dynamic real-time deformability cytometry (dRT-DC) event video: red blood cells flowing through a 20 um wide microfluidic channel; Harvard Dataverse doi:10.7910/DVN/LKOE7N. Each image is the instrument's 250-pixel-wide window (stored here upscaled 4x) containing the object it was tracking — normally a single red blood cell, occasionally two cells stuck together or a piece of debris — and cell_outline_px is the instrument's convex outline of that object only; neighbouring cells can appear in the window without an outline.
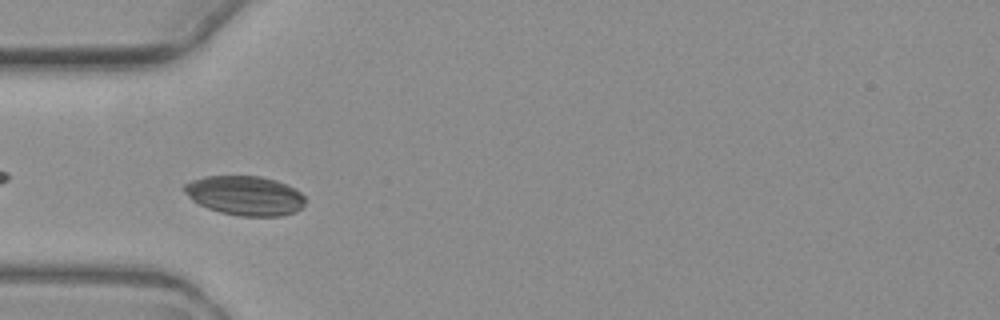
{"species": "common noctule bat (a hibernating species)", "species_latin": "Nyctalus noctula", "temperature_condition": "warm", "stored_images_in_passage": 3, "camera_frame_rate_fps": 3000, "um_per_image_px": 0.085, "animal": {"sex": "female", "body_mass_g": 19.3, "forearm_length_mm": 54.1}, "frame": {"image": 1, "passage_image": 2, "time_ms": 2.333, "image_size_px": [1000, 320], "cell_outline_px": [[304, 204], [296, 212], [280, 216], [240, 216], [220, 212], [208, 208], [192, 200], [184, 192], [184, 184], [192, 180], [204, 176], [260, 176], [276, 180], [300, 192], [304, 196]], "centroid_in_image_um": [20.81, 16.62], "position_along_channel_um": 64.2, "area_um2": 27.63}}
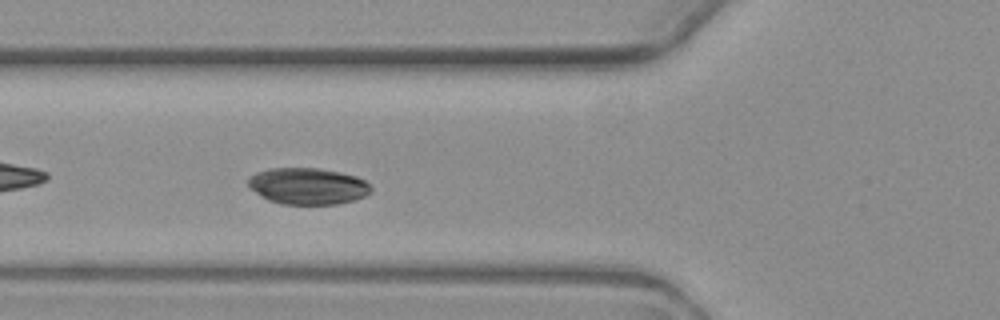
{"frame": {"image": 2, "passage_image": 3, "time_ms": 3.333, "image_size_px": [1000, 320], "cell_outline_px": [[372, 192], [364, 196], [352, 200], [336, 204], [280, 204], [268, 200], [256, 192], [248, 184], [248, 176], [256, 172], [268, 168], [316, 168], [340, 172], [356, 176], [364, 180], [372, 188]], "centroid_in_image_um": [26.15, 15.81], "position_along_channel_um": 99.7, "area_um2": 26.07}}